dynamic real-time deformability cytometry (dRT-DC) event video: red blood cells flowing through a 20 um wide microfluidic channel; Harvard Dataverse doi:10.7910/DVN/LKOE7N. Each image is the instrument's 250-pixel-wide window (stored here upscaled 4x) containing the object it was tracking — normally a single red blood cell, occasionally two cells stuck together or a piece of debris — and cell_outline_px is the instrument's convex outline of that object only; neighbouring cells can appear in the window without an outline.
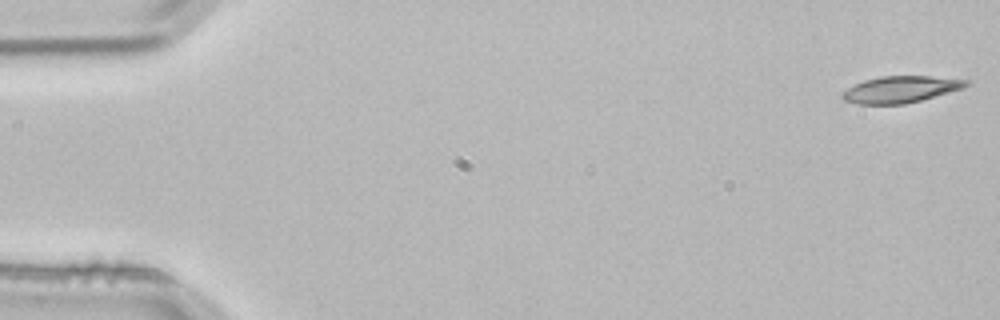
{"species": "common noctule bat (a hibernating species)", "species_latin": "Nyctalus noctula", "temperature_condition": "room temperature", "stored_images_in_passage": 4, "segment_of_instrument_passage": [2, 2], "camera_frame_rate_fps": 3000, "um_per_image_px": 0.085, "animal": {"sex": "male", "body_mass_g": 21.5, "forearm_length_mm": 52.0}, "frame": {"image": 1, "passage_image": 4, "time_ms": 1.0, "image_size_px": [1000, 320], "cell_outline_px": [[972, 84], [964, 88], [920, 100], [904, 104], [856, 104], [844, 100], [840, 96], [848, 88], [864, 80], [880, 76], [928, 76], [968, 80]], "centroid_in_image_um": [76.57, 7.59], "position_along_channel_um": 8.4, "area_um2": 19.07}}